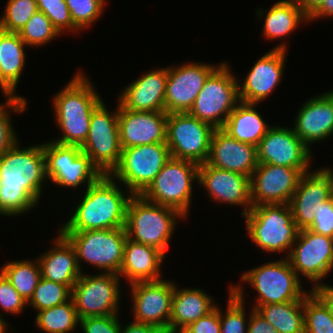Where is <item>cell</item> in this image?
I'll return each instance as SVG.
<instances>
[{
	"instance_id": "obj_14",
	"label": "cell",
	"mask_w": 333,
	"mask_h": 333,
	"mask_svg": "<svg viewBox=\"0 0 333 333\" xmlns=\"http://www.w3.org/2000/svg\"><path fill=\"white\" fill-rule=\"evenodd\" d=\"M214 128L198 118L184 113H170L167 116L166 144L171 158L207 162L210 141Z\"/></svg>"
},
{
	"instance_id": "obj_24",
	"label": "cell",
	"mask_w": 333,
	"mask_h": 333,
	"mask_svg": "<svg viewBox=\"0 0 333 333\" xmlns=\"http://www.w3.org/2000/svg\"><path fill=\"white\" fill-rule=\"evenodd\" d=\"M294 132L302 142L310 145L319 143L333 135V90L308 99L294 120Z\"/></svg>"
},
{
	"instance_id": "obj_30",
	"label": "cell",
	"mask_w": 333,
	"mask_h": 333,
	"mask_svg": "<svg viewBox=\"0 0 333 333\" xmlns=\"http://www.w3.org/2000/svg\"><path fill=\"white\" fill-rule=\"evenodd\" d=\"M25 47L19 33L0 29V90L5 98L15 96L25 68Z\"/></svg>"
},
{
	"instance_id": "obj_47",
	"label": "cell",
	"mask_w": 333,
	"mask_h": 333,
	"mask_svg": "<svg viewBox=\"0 0 333 333\" xmlns=\"http://www.w3.org/2000/svg\"><path fill=\"white\" fill-rule=\"evenodd\" d=\"M188 333H220V307L184 328Z\"/></svg>"
},
{
	"instance_id": "obj_42",
	"label": "cell",
	"mask_w": 333,
	"mask_h": 333,
	"mask_svg": "<svg viewBox=\"0 0 333 333\" xmlns=\"http://www.w3.org/2000/svg\"><path fill=\"white\" fill-rule=\"evenodd\" d=\"M74 25L81 31L88 29L104 12L106 0H65Z\"/></svg>"
},
{
	"instance_id": "obj_20",
	"label": "cell",
	"mask_w": 333,
	"mask_h": 333,
	"mask_svg": "<svg viewBox=\"0 0 333 333\" xmlns=\"http://www.w3.org/2000/svg\"><path fill=\"white\" fill-rule=\"evenodd\" d=\"M287 48L283 41L256 61L243 83H238L240 101L260 104L272 94L282 80Z\"/></svg>"
},
{
	"instance_id": "obj_12",
	"label": "cell",
	"mask_w": 333,
	"mask_h": 333,
	"mask_svg": "<svg viewBox=\"0 0 333 333\" xmlns=\"http://www.w3.org/2000/svg\"><path fill=\"white\" fill-rule=\"evenodd\" d=\"M102 101L91 115L86 141L80 147L102 174L110 175L118 166L122 148L119 140L118 106L114 112Z\"/></svg>"
},
{
	"instance_id": "obj_21",
	"label": "cell",
	"mask_w": 333,
	"mask_h": 333,
	"mask_svg": "<svg viewBox=\"0 0 333 333\" xmlns=\"http://www.w3.org/2000/svg\"><path fill=\"white\" fill-rule=\"evenodd\" d=\"M198 186L204 187L211 201L243 206L242 216L252 208L250 178L209 164H199Z\"/></svg>"
},
{
	"instance_id": "obj_48",
	"label": "cell",
	"mask_w": 333,
	"mask_h": 333,
	"mask_svg": "<svg viewBox=\"0 0 333 333\" xmlns=\"http://www.w3.org/2000/svg\"><path fill=\"white\" fill-rule=\"evenodd\" d=\"M247 333H279L256 309H251L248 315Z\"/></svg>"
},
{
	"instance_id": "obj_11",
	"label": "cell",
	"mask_w": 333,
	"mask_h": 333,
	"mask_svg": "<svg viewBox=\"0 0 333 333\" xmlns=\"http://www.w3.org/2000/svg\"><path fill=\"white\" fill-rule=\"evenodd\" d=\"M42 145L46 177L57 186L76 189L85 183L86 189L103 175L77 145H63L53 140Z\"/></svg>"
},
{
	"instance_id": "obj_1",
	"label": "cell",
	"mask_w": 333,
	"mask_h": 333,
	"mask_svg": "<svg viewBox=\"0 0 333 333\" xmlns=\"http://www.w3.org/2000/svg\"><path fill=\"white\" fill-rule=\"evenodd\" d=\"M18 141L0 157V214L5 217L37 206L48 182L43 145L21 149Z\"/></svg>"
},
{
	"instance_id": "obj_18",
	"label": "cell",
	"mask_w": 333,
	"mask_h": 333,
	"mask_svg": "<svg viewBox=\"0 0 333 333\" xmlns=\"http://www.w3.org/2000/svg\"><path fill=\"white\" fill-rule=\"evenodd\" d=\"M210 63L187 62L167 67L165 112H189L208 76L218 67Z\"/></svg>"
},
{
	"instance_id": "obj_36",
	"label": "cell",
	"mask_w": 333,
	"mask_h": 333,
	"mask_svg": "<svg viewBox=\"0 0 333 333\" xmlns=\"http://www.w3.org/2000/svg\"><path fill=\"white\" fill-rule=\"evenodd\" d=\"M228 301L226 312L223 314L220 308V333H247L248 323L246 319L245 293L242 285L233 284L228 289Z\"/></svg>"
},
{
	"instance_id": "obj_44",
	"label": "cell",
	"mask_w": 333,
	"mask_h": 333,
	"mask_svg": "<svg viewBox=\"0 0 333 333\" xmlns=\"http://www.w3.org/2000/svg\"><path fill=\"white\" fill-rule=\"evenodd\" d=\"M28 304L0 271V309L9 314H20Z\"/></svg>"
},
{
	"instance_id": "obj_50",
	"label": "cell",
	"mask_w": 333,
	"mask_h": 333,
	"mask_svg": "<svg viewBox=\"0 0 333 333\" xmlns=\"http://www.w3.org/2000/svg\"><path fill=\"white\" fill-rule=\"evenodd\" d=\"M120 333H164L157 327L146 324V323H139L137 321H132L128 323L127 326L120 328Z\"/></svg>"
},
{
	"instance_id": "obj_51",
	"label": "cell",
	"mask_w": 333,
	"mask_h": 333,
	"mask_svg": "<svg viewBox=\"0 0 333 333\" xmlns=\"http://www.w3.org/2000/svg\"><path fill=\"white\" fill-rule=\"evenodd\" d=\"M328 17H333V0H324L323 4L309 17V22Z\"/></svg>"
},
{
	"instance_id": "obj_5",
	"label": "cell",
	"mask_w": 333,
	"mask_h": 333,
	"mask_svg": "<svg viewBox=\"0 0 333 333\" xmlns=\"http://www.w3.org/2000/svg\"><path fill=\"white\" fill-rule=\"evenodd\" d=\"M243 217L248 237L256 247L268 253L285 251L288 257L299 233L289 204L252 206Z\"/></svg>"
},
{
	"instance_id": "obj_49",
	"label": "cell",
	"mask_w": 333,
	"mask_h": 333,
	"mask_svg": "<svg viewBox=\"0 0 333 333\" xmlns=\"http://www.w3.org/2000/svg\"><path fill=\"white\" fill-rule=\"evenodd\" d=\"M311 291L325 304L333 317V286L322 281L320 285L311 288Z\"/></svg>"
},
{
	"instance_id": "obj_27",
	"label": "cell",
	"mask_w": 333,
	"mask_h": 333,
	"mask_svg": "<svg viewBox=\"0 0 333 333\" xmlns=\"http://www.w3.org/2000/svg\"><path fill=\"white\" fill-rule=\"evenodd\" d=\"M165 254L157 248L126 239L124 257L119 276L130 284L136 282L157 281L163 278L161 266Z\"/></svg>"
},
{
	"instance_id": "obj_9",
	"label": "cell",
	"mask_w": 333,
	"mask_h": 333,
	"mask_svg": "<svg viewBox=\"0 0 333 333\" xmlns=\"http://www.w3.org/2000/svg\"><path fill=\"white\" fill-rule=\"evenodd\" d=\"M199 164L170 158L150 185L140 194L146 200L177 210L186 219Z\"/></svg>"
},
{
	"instance_id": "obj_25",
	"label": "cell",
	"mask_w": 333,
	"mask_h": 333,
	"mask_svg": "<svg viewBox=\"0 0 333 333\" xmlns=\"http://www.w3.org/2000/svg\"><path fill=\"white\" fill-rule=\"evenodd\" d=\"M329 199V175L323 168L304 173L289 203L299 230L307 229L322 202Z\"/></svg>"
},
{
	"instance_id": "obj_8",
	"label": "cell",
	"mask_w": 333,
	"mask_h": 333,
	"mask_svg": "<svg viewBox=\"0 0 333 333\" xmlns=\"http://www.w3.org/2000/svg\"><path fill=\"white\" fill-rule=\"evenodd\" d=\"M283 258L252 268L241 276L242 282L250 284L257 292L253 309L267 304L304 300L310 293L303 290L300 277L289 260Z\"/></svg>"
},
{
	"instance_id": "obj_2",
	"label": "cell",
	"mask_w": 333,
	"mask_h": 333,
	"mask_svg": "<svg viewBox=\"0 0 333 333\" xmlns=\"http://www.w3.org/2000/svg\"><path fill=\"white\" fill-rule=\"evenodd\" d=\"M116 182L111 175L103 174L89 185L71 218L59 231L125 228L126 208L132 194L127 192L125 196Z\"/></svg>"
},
{
	"instance_id": "obj_45",
	"label": "cell",
	"mask_w": 333,
	"mask_h": 333,
	"mask_svg": "<svg viewBox=\"0 0 333 333\" xmlns=\"http://www.w3.org/2000/svg\"><path fill=\"white\" fill-rule=\"evenodd\" d=\"M118 314L90 316L80 319L79 325L84 333H120Z\"/></svg>"
},
{
	"instance_id": "obj_16",
	"label": "cell",
	"mask_w": 333,
	"mask_h": 333,
	"mask_svg": "<svg viewBox=\"0 0 333 333\" xmlns=\"http://www.w3.org/2000/svg\"><path fill=\"white\" fill-rule=\"evenodd\" d=\"M133 300V320L153 325L167 333L172 312L175 283L170 280L136 282L129 284Z\"/></svg>"
},
{
	"instance_id": "obj_38",
	"label": "cell",
	"mask_w": 333,
	"mask_h": 333,
	"mask_svg": "<svg viewBox=\"0 0 333 333\" xmlns=\"http://www.w3.org/2000/svg\"><path fill=\"white\" fill-rule=\"evenodd\" d=\"M18 33L27 46L36 48L48 44L61 35L50 19L39 10Z\"/></svg>"
},
{
	"instance_id": "obj_52",
	"label": "cell",
	"mask_w": 333,
	"mask_h": 333,
	"mask_svg": "<svg viewBox=\"0 0 333 333\" xmlns=\"http://www.w3.org/2000/svg\"><path fill=\"white\" fill-rule=\"evenodd\" d=\"M324 0H302L301 9L310 17L322 4Z\"/></svg>"
},
{
	"instance_id": "obj_19",
	"label": "cell",
	"mask_w": 333,
	"mask_h": 333,
	"mask_svg": "<svg viewBox=\"0 0 333 333\" xmlns=\"http://www.w3.org/2000/svg\"><path fill=\"white\" fill-rule=\"evenodd\" d=\"M312 149H309L293 128L272 126L257 146V161L291 168H310Z\"/></svg>"
},
{
	"instance_id": "obj_7",
	"label": "cell",
	"mask_w": 333,
	"mask_h": 333,
	"mask_svg": "<svg viewBox=\"0 0 333 333\" xmlns=\"http://www.w3.org/2000/svg\"><path fill=\"white\" fill-rule=\"evenodd\" d=\"M231 71L227 62L219 63L206 79L188 112L214 129L223 128L228 116L240 102L239 79Z\"/></svg>"
},
{
	"instance_id": "obj_32",
	"label": "cell",
	"mask_w": 333,
	"mask_h": 333,
	"mask_svg": "<svg viewBox=\"0 0 333 333\" xmlns=\"http://www.w3.org/2000/svg\"><path fill=\"white\" fill-rule=\"evenodd\" d=\"M256 11L257 18L265 16L262 36L269 40H282L293 33L303 21L309 22V17L297 5L274 3L268 11L261 8Z\"/></svg>"
},
{
	"instance_id": "obj_13",
	"label": "cell",
	"mask_w": 333,
	"mask_h": 333,
	"mask_svg": "<svg viewBox=\"0 0 333 333\" xmlns=\"http://www.w3.org/2000/svg\"><path fill=\"white\" fill-rule=\"evenodd\" d=\"M82 272L71 289L79 319L90 316L119 314L120 276L115 273L86 275Z\"/></svg>"
},
{
	"instance_id": "obj_43",
	"label": "cell",
	"mask_w": 333,
	"mask_h": 333,
	"mask_svg": "<svg viewBox=\"0 0 333 333\" xmlns=\"http://www.w3.org/2000/svg\"><path fill=\"white\" fill-rule=\"evenodd\" d=\"M38 10L43 12L63 34L64 32L80 31L73 23L65 0H36Z\"/></svg>"
},
{
	"instance_id": "obj_53",
	"label": "cell",
	"mask_w": 333,
	"mask_h": 333,
	"mask_svg": "<svg viewBox=\"0 0 333 333\" xmlns=\"http://www.w3.org/2000/svg\"><path fill=\"white\" fill-rule=\"evenodd\" d=\"M323 169L329 175V199L331 200V202L333 204V170H332V168L330 169L329 167L326 168V166L323 167Z\"/></svg>"
},
{
	"instance_id": "obj_37",
	"label": "cell",
	"mask_w": 333,
	"mask_h": 333,
	"mask_svg": "<svg viewBox=\"0 0 333 333\" xmlns=\"http://www.w3.org/2000/svg\"><path fill=\"white\" fill-rule=\"evenodd\" d=\"M71 299V289L41 277L30 300L27 302L35 312L61 305Z\"/></svg>"
},
{
	"instance_id": "obj_35",
	"label": "cell",
	"mask_w": 333,
	"mask_h": 333,
	"mask_svg": "<svg viewBox=\"0 0 333 333\" xmlns=\"http://www.w3.org/2000/svg\"><path fill=\"white\" fill-rule=\"evenodd\" d=\"M35 325L45 333H70L79 325L73 300L37 312Z\"/></svg>"
},
{
	"instance_id": "obj_40",
	"label": "cell",
	"mask_w": 333,
	"mask_h": 333,
	"mask_svg": "<svg viewBox=\"0 0 333 333\" xmlns=\"http://www.w3.org/2000/svg\"><path fill=\"white\" fill-rule=\"evenodd\" d=\"M27 109L26 98L15 95L9 96L0 106V157L9 150L19 139L14 132L13 124L11 123L12 112L21 113Z\"/></svg>"
},
{
	"instance_id": "obj_31",
	"label": "cell",
	"mask_w": 333,
	"mask_h": 333,
	"mask_svg": "<svg viewBox=\"0 0 333 333\" xmlns=\"http://www.w3.org/2000/svg\"><path fill=\"white\" fill-rule=\"evenodd\" d=\"M257 104L240 101L226 120L223 130L240 142L259 145L260 140L272 127L256 111Z\"/></svg>"
},
{
	"instance_id": "obj_39",
	"label": "cell",
	"mask_w": 333,
	"mask_h": 333,
	"mask_svg": "<svg viewBox=\"0 0 333 333\" xmlns=\"http://www.w3.org/2000/svg\"><path fill=\"white\" fill-rule=\"evenodd\" d=\"M305 333H333V317L325 304L310 290L304 298Z\"/></svg>"
},
{
	"instance_id": "obj_4",
	"label": "cell",
	"mask_w": 333,
	"mask_h": 333,
	"mask_svg": "<svg viewBox=\"0 0 333 333\" xmlns=\"http://www.w3.org/2000/svg\"><path fill=\"white\" fill-rule=\"evenodd\" d=\"M178 219H185L177 210L150 202L141 195H131L126 208L127 238L150 245L166 255Z\"/></svg>"
},
{
	"instance_id": "obj_41",
	"label": "cell",
	"mask_w": 333,
	"mask_h": 333,
	"mask_svg": "<svg viewBox=\"0 0 333 333\" xmlns=\"http://www.w3.org/2000/svg\"><path fill=\"white\" fill-rule=\"evenodd\" d=\"M37 11L36 0H8L0 17V29L18 33Z\"/></svg>"
},
{
	"instance_id": "obj_26",
	"label": "cell",
	"mask_w": 333,
	"mask_h": 333,
	"mask_svg": "<svg viewBox=\"0 0 333 333\" xmlns=\"http://www.w3.org/2000/svg\"><path fill=\"white\" fill-rule=\"evenodd\" d=\"M167 67L148 71L127 85L118 103L131 111H165Z\"/></svg>"
},
{
	"instance_id": "obj_54",
	"label": "cell",
	"mask_w": 333,
	"mask_h": 333,
	"mask_svg": "<svg viewBox=\"0 0 333 333\" xmlns=\"http://www.w3.org/2000/svg\"><path fill=\"white\" fill-rule=\"evenodd\" d=\"M3 314H1L0 312V333H7L8 332V323H6L7 321H5V319L2 316Z\"/></svg>"
},
{
	"instance_id": "obj_23",
	"label": "cell",
	"mask_w": 333,
	"mask_h": 333,
	"mask_svg": "<svg viewBox=\"0 0 333 333\" xmlns=\"http://www.w3.org/2000/svg\"><path fill=\"white\" fill-rule=\"evenodd\" d=\"M206 163L251 178L258 165L257 147L234 139L222 128L214 129Z\"/></svg>"
},
{
	"instance_id": "obj_17",
	"label": "cell",
	"mask_w": 333,
	"mask_h": 333,
	"mask_svg": "<svg viewBox=\"0 0 333 333\" xmlns=\"http://www.w3.org/2000/svg\"><path fill=\"white\" fill-rule=\"evenodd\" d=\"M309 170L258 163L250 178L252 205L289 204L301 176Z\"/></svg>"
},
{
	"instance_id": "obj_3",
	"label": "cell",
	"mask_w": 333,
	"mask_h": 333,
	"mask_svg": "<svg viewBox=\"0 0 333 333\" xmlns=\"http://www.w3.org/2000/svg\"><path fill=\"white\" fill-rule=\"evenodd\" d=\"M73 76L52 98L55 121L62 130V136L53 141L81 147L86 141L93 110L103 100L82 71Z\"/></svg>"
},
{
	"instance_id": "obj_6",
	"label": "cell",
	"mask_w": 333,
	"mask_h": 333,
	"mask_svg": "<svg viewBox=\"0 0 333 333\" xmlns=\"http://www.w3.org/2000/svg\"><path fill=\"white\" fill-rule=\"evenodd\" d=\"M58 232L74 247L81 272L84 261L100 272L119 274L127 239L125 228Z\"/></svg>"
},
{
	"instance_id": "obj_28",
	"label": "cell",
	"mask_w": 333,
	"mask_h": 333,
	"mask_svg": "<svg viewBox=\"0 0 333 333\" xmlns=\"http://www.w3.org/2000/svg\"><path fill=\"white\" fill-rule=\"evenodd\" d=\"M53 239V247L40 255L41 277L73 288L82 272L71 243L60 233Z\"/></svg>"
},
{
	"instance_id": "obj_46",
	"label": "cell",
	"mask_w": 333,
	"mask_h": 333,
	"mask_svg": "<svg viewBox=\"0 0 333 333\" xmlns=\"http://www.w3.org/2000/svg\"><path fill=\"white\" fill-rule=\"evenodd\" d=\"M314 233L333 238V204L330 199L322 202L313 223L307 228Z\"/></svg>"
},
{
	"instance_id": "obj_29",
	"label": "cell",
	"mask_w": 333,
	"mask_h": 333,
	"mask_svg": "<svg viewBox=\"0 0 333 333\" xmlns=\"http://www.w3.org/2000/svg\"><path fill=\"white\" fill-rule=\"evenodd\" d=\"M175 284L169 331L184 329L199 318L208 315L217 304L214 298L199 288H179Z\"/></svg>"
},
{
	"instance_id": "obj_55",
	"label": "cell",
	"mask_w": 333,
	"mask_h": 333,
	"mask_svg": "<svg viewBox=\"0 0 333 333\" xmlns=\"http://www.w3.org/2000/svg\"><path fill=\"white\" fill-rule=\"evenodd\" d=\"M301 1L302 0H280L277 1L276 4H292L301 7Z\"/></svg>"
},
{
	"instance_id": "obj_33",
	"label": "cell",
	"mask_w": 333,
	"mask_h": 333,
	"mask_svg": "<svg viewBox=\"0 0 333 333\" xmlns=\"http://www.w3.org/2000/svg\"><path fill=\"white\" fill-rule=\"evenodd\" d=\"M257 311L279 333H305L304 300L262 305Z\"/></svg>"
},
{
	"instance_id": "obj_10",
	"label": "cell",
	"mask_w": 333,
	"mask_h": 333,
	"mask_svg": "<svg viewBox=\"0 0 333 333\" xmlns=\"http://www.w3.org/2000/svg\"><path fill=\"white\" fill-rule=\"evenodd\" d=\"M171 158L166 142L122 148L118 166L110 174L132 195H140Z\"/></svg>"
},
{
	"instance_id": "obj_34",
	"label": "cell",
	"mask_w": 333,
	"mask_h": 333,
	"mask_svg": "<svg viewBox=\"0 0 333 333\" xmlns=\"http://www.w3.org/2000/svg\"><path fill=\"white\" fill-rule=\"evenodd\" d=\"M0 268L15 290L28 302L41 278L38 260L9 261Z\"/></svg>"
},
{
	"instance_id": "obj_15",
	"label": "cell",
	"mask_w": 333,
	"mask_h": 333,
	"mask_svg": "<svg viewBox=\"0 0 333 333\" xmlns=\"http://www.w3.org/2000/svg\"><path fill=\"white\" fill-rule=\"evenodd\" d=\"M287 259L298 277L304 276L314 288L333 270V238L299 230Z\"/></svg>"
},
{
	"instance_id": "obj_56",
	"label": "cell",
	"mask_w": 333,
	"mask_h": 333,
	"mask_svg": "<svg viewBox=\"0 0 333 333\" xmlns=\"http://www.w3.org/2000/svg\"><path fill=\"white\" fill-rule=\"evenodd\" d=\"M167 333H188V332L185 329H177V330L168 331Z\"/></svg>"
},
{
	"instance_id": "obj_22",
	"label": "cell",
	"mask_w": 333,
	"mask_h": 333,
	"mask_svg": "<svg viewBox=\"0 0 333 333\" xmlns=\"http://www.w3.org/2000/svg\"><path fill=\"white\" fill-rule=\"evenodd\" d=\"M117 105L121 148L166 142L165 111H131Z\"/></svg>"
}]
</instances>
